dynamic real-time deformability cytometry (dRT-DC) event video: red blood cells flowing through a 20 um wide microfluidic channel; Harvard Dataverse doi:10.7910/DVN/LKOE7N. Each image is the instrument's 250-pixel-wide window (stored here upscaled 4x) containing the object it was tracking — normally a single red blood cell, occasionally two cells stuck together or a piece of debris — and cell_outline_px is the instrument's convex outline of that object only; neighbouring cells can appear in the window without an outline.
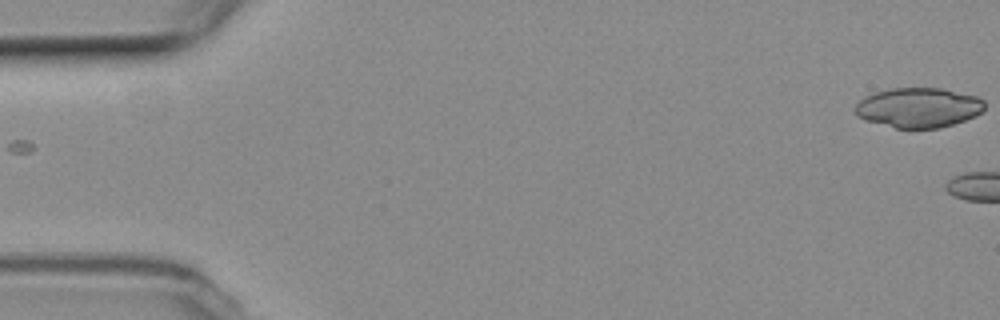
{"species": "common noctule bat (a hibernating species)", "species_latin": "Nyctalus noctula", "temperature_condition": "room temperature", "stored_images_in_passage": 4, "camera_frame_rate_fps": 3000, "um_per_image_px": 0.085, "animal": {"sex": "female", "body_mass_g": 19.3, "forearm_length_mm": 54.1}, "frame": {"image": 1, "passage_image": 1, "time_ms": 0.0, "image_size_px": [1000, 320], "cell_outline_px": [[984, 108], [976, 116], [940, 128], [896, 128], [864, 120], [856, 116], [852, 108], [860, 100], [876, 92], [892, 88], [940, 88], [976, 96], [984, 100]], "centroid_in_image_um": [78.04, 9.15], "position_along_channel_um": 7.0, "area_um2": 30.0}}